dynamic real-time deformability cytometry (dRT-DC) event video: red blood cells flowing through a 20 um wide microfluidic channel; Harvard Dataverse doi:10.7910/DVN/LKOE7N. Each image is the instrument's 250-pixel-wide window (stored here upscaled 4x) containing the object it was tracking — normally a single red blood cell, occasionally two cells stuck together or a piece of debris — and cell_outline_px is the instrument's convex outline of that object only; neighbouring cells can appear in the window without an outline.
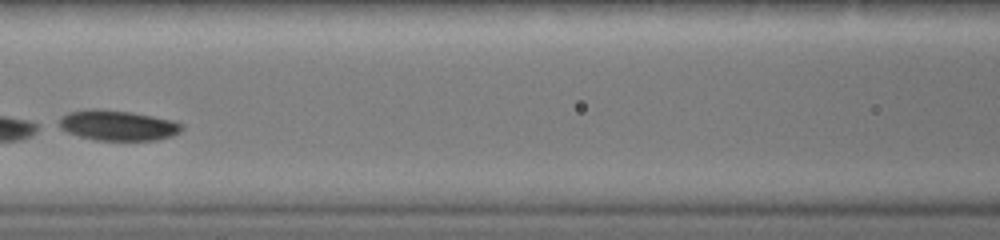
{"species": "common noctule bat (a hibernating species)", "species_latin": "Nyctalus noctula", "temperature_condition": "warm", "stored_images_in_passage": 13, "camera_frame_rate_fps": 3000, "um_per_image_px": 0.085, "animal": {"sex": "female", "body_mass_g": 19.0, "forearm_length_mm": 51.5}, "frame": {"image": 1, "passage_image": 11, "time_ms": 3.333, "image_size_px": [1000, 240], "cell_outline_px": [[184, 128], [180, 132], [172, 136], [156, 140], [96, 140], [80, 136], [68, 132], [60, 128], [60, 120], [68, 112], [96, 108], [132, 112], [176, 120], [184, 124]], "centroid_in_image_um": [10.09, 10.65], "position_along_channel_um": 156.5, "area_um2": 21.73}}